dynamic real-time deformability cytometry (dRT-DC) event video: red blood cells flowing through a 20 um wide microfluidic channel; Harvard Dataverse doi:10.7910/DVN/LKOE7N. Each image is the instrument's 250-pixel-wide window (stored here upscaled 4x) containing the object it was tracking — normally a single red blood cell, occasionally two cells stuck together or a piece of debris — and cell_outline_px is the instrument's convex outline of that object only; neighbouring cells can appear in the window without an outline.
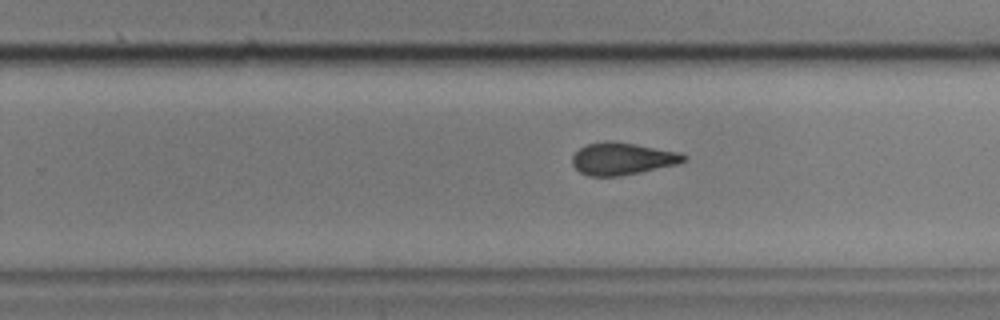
{"species": "common noctule bat (a hibernating species)", "species_latin": "Nyctalus noctula", "temperature_condition": "cold", "stored_images_in_passage": 41, "camera_frame_rate_fps": 3000, "um_per_image_px": 0.085, "animal": {"sex": "male", "body_mass_g": 17.9, "forearm_length_mm": 54.2}, "frame": {"image": 1, "passage_image": 21, "time_ms": 6.667, "image_size_px": [1000, 320], "cell_outline_px": [[688, 160], [680, 164], [620, 176], [588, 176], [580, 172], [572, 164], [572, 156], [580, 148], [588, 144], [604, 140], [608, 140], [636, 144], [680, 152], [688, 156]], "centroid_in_image_um": [52.94, 13.49], "position_along_channel_um": 276.9, "area_um2": 21.15}}
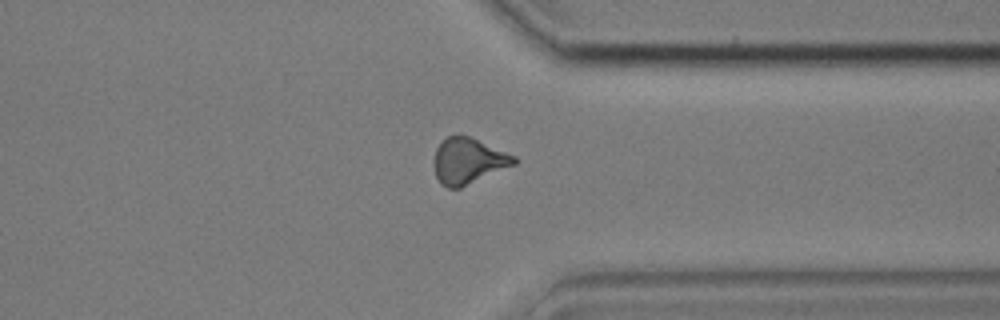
{"frame": {"image": 2, "passage_image": 29, "time_ms": 9.333, "image_size_px": [1000, 320], "cell_outline_px": [[520, 160], [516, 164], [460, 188], [448, 188], [440, 184], [436, 176], [432, 164], [432, 160], [436, 148], [448, 136], [468, 136], [516, 156]], "centroid_in_image_um": [39.79, 13.7], "position_along_channel_um": 371.6, "area_um2": 21.44}}
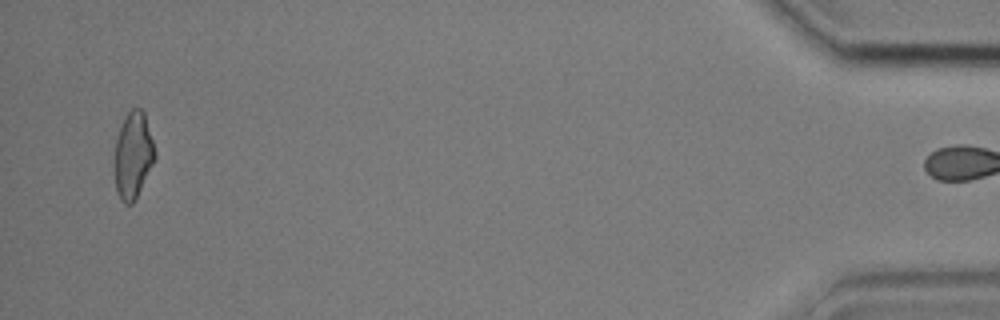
{"frame": {"image": 3, "passage_image": 40, "time_ms": 13.0, "image_size_px": [1000, 320], "cell_outline_px": [[156, 156], [136, 200], [132, 204], [124, 204], [120, 200], [116, 192], [112, 164], [112, 160], [116, 140], [124, 116], [132, 108], [140, 108], [144, 112], [156, 152]], "centroid_in_image_um": [11.27, 13.25], "position_along_channel_um": 423.9, "area_um2": 20.92}, "authors_computed_cell_mechanics": {"area_um2": 21.4438, "velocity_mm_per_s": 3.6252, "shape_relaxation_time_tau1_ms": 4.6747, "shape_relaxation_time_tau2_ms": 4.0922, "deformation_change_tau1": 0.1164, "deformation_change_tau2": 0.1053}}